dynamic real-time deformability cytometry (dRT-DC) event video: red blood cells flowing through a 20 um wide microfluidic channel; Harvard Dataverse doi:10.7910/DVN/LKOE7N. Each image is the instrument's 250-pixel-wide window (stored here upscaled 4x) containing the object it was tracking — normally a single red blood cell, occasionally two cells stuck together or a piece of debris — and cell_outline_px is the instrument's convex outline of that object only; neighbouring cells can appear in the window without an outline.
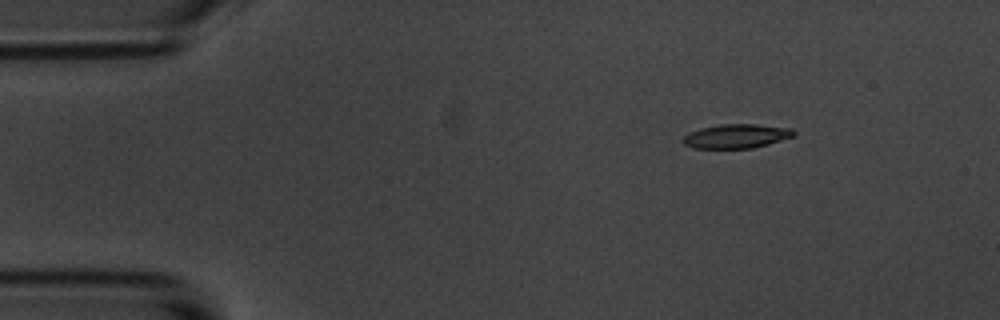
{"species": "common noctule bat (a hibernating species)", "species_latin": "Nyctalus noctula", "temperature_condition": "room temperature", "stored_images_in_passage": 7, "camera_frame_rate_fps": 3000, "um_per_image_px": 0.085, "animal": {"sex": "male", "body_mass_g": 20.1, "forearm_length_mm": 53.5}, "frame": {"image": 1, "passage_image": 1, "time_ms": 0.0, "image_size_px": [1000, 320], "cell_outline_px": [[796, 136], [768, 144], [752, 148], [692, 148], [684, 144], [680, 140], [688, 132], [700, 128], [720, 124], [756, 124], [792, 128], [796, 132]], "centroid_in_image_um": [62.59, 11.57], "position_along_channel_um": 22.4, "area_um2": 15.78}}
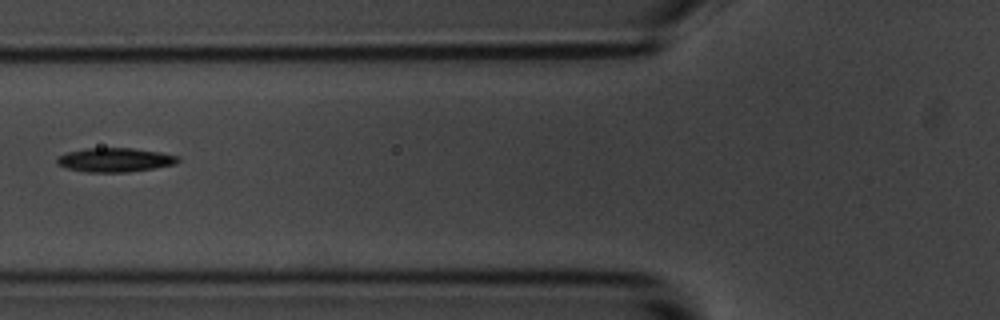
{"frame": {"image": 2, "passage_image": 5, "time_ms": 4.667, "image_size_px": [1000, 320], "cell_outline_px": [[180, 160], [176, 164], [128, 172], [88, 172], [68, 168], [56, 164], [56, 160], [60, 156], [68, 152], [88, 148], [132, 148], [160, 152], [180, 156]], "centroid_in_image_um": [9.81, 13.59], "position_along_channel_um": 116.0, "area_um2": 16.82}}
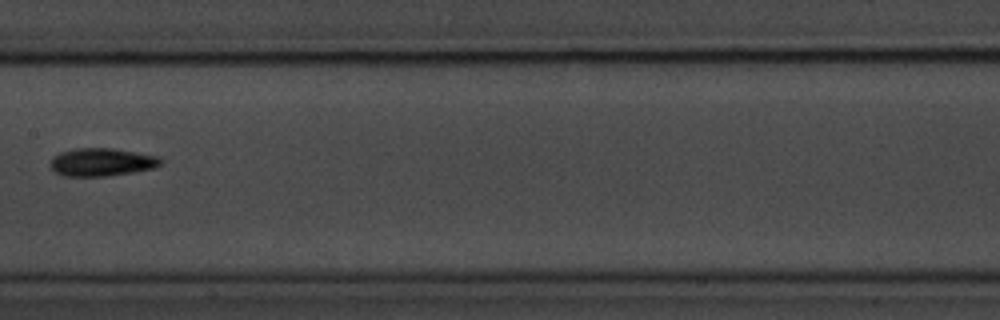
{"frame": {"image": 3, "passage_image": 7, "time_ms": 7.0, "image_size_px": [1000, 320], "cell_outline_px": [[164, 160], [156, 168], [108, 176], [64, 176], [56, 172], [48, 164], [52, 156], [60, 152], [72, 148], [112, 148], [136, 152], [156, 156]], "centroid_in_image_um": [8.61, 13.77], "position_along_channel_um": 198.8, "area_um2": 18.15}}